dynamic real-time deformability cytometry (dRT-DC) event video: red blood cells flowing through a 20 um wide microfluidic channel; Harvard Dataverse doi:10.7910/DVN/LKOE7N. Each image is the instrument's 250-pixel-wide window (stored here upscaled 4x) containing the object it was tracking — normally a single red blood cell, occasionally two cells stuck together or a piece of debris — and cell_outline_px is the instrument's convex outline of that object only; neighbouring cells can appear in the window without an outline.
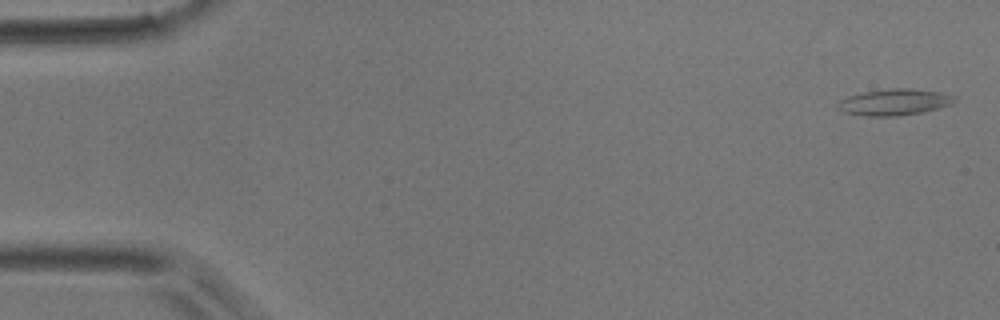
{"species": "common noctule bat (a hibernating species)", "species_latin": "Nyctalus noctula", "temperature_condition": "room temperature", "stored_images_in_passage": 35, "camera_frame_rate_fps": 3000, "um_per_image_px": 0.085, "animal": {"sex": "male", "body_mass_g": 17.9}, "frame": {"image": 1, "passage_image": 2, "time_ms": 0.333, "image_size_px": [1000, 320], "cell_outline_px": [[956, 100], [952, 104], [920, 112], [896, 116], [864, 116], [844, 112], [836, 108], [836, 104], [840, 100], [848, 96], [864, 92], [892, 88], [912, 88], [936, 92], [956, 96]], "centroid_in_image_um": [75.97, 8.68], "position_along_channel_um": 9.0, "area_um2": 17.74}}
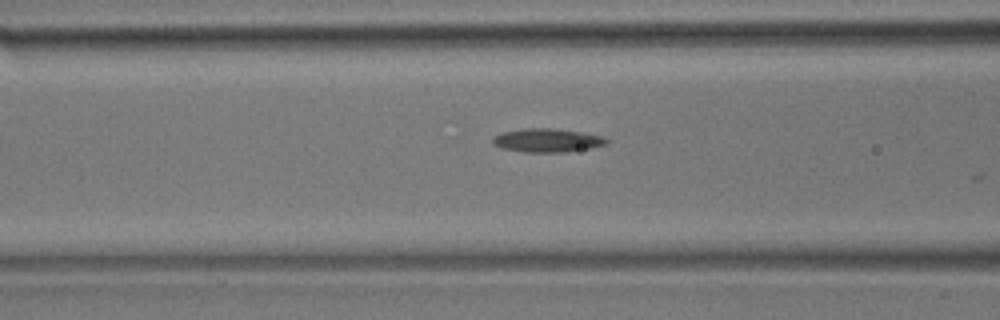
{"frame": {"image": 2, "passage_image": 19, "time_ms": 6.0, "image_size_px": [1000, 320], "cell_outline_px": [[608, 144], [588, 148], [564, 152], [524, 152], [500, 148], [492, 144], [492, 136], [500, 132], [524, 128], [552, 128], [584, 132], [600, 136], [608, 140]], "centroid_in_image_um": [46.44, 11.92], "position_along_channel_um": 120.2, "area_um2": 15.78}}
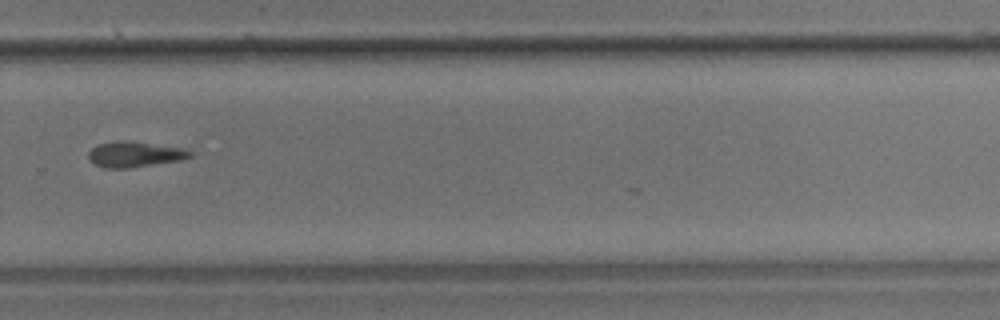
{"frame": {"image": 3, "passage_image": 33, "time_ms": 10.667, "image_size_px": [1000, 320], "cell_outline_px": [[192, 156], [180, 160], [128, 168], [104, 168], [92, 164], [88, 160], [88, 152], [96, 144], [116, 140], [120, 140], [180, 148], [192, 152]], "centroid_in_image_um": [11.33, 13.13], "position_along_channel_um": 318.5, "area_um2": 14.97}}